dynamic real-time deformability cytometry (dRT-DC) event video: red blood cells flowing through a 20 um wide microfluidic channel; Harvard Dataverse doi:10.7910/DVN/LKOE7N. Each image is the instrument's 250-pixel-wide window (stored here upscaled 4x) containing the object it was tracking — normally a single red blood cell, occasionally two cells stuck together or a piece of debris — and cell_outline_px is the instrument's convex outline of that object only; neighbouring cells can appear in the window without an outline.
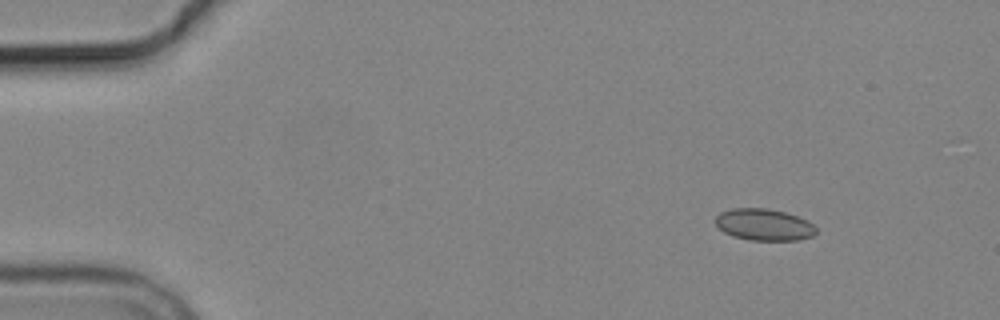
{"species": "common noctule bat (a hibernating species)", "species_latin": "Nyctalus noctula", "temperature_condition": "cold", "stored_images_in_passage": 4, "camera_frame_rate_fps": 3000, "um_per_image_px": 0.085, "animal": {"sex": "male", "body_mass_g": 19.2, "forearm_length_mm": 51.8}, "frame": {"image": 1, "passage_image": 1, "time_ms": 0.0, "image_size_px": [1000, 320], "cell_outline_px": [[816, 232], [812, 236], [800, 240], [748, 240], [732, 236], [724, 232], [716, 224], [716, 216], [720, 212], [732, 208], [768, 208], [784, 212], [808, 220], [816, 228]], "centroid_in_image_um": [64.94, 19.1], "position_along_channel_um": 20.1, "area_um2": 18.61}}
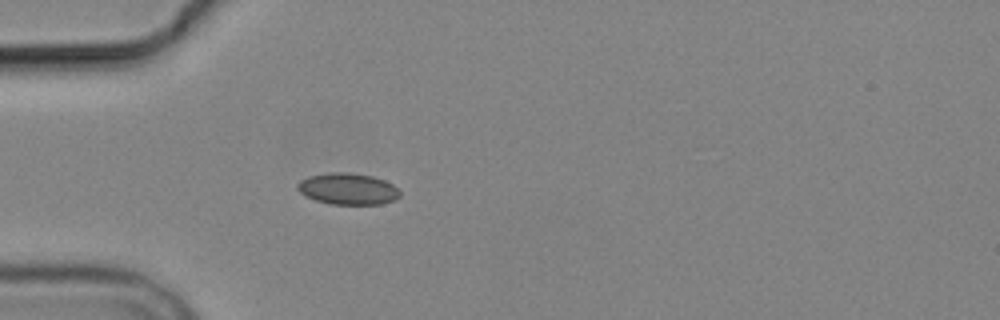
{"frame": {"image": 2, "passage_image": 4, "time_ms": 3.333, "image_size_px": [1000, 320], "cell_outline_px": [[400, 196], [396, 200], [380, 204], [332, 204], [316, 200], [304, 196], [296, 188], [296, 184], [300, 180], [308, 176], [328, 172], [348, 172], [372, 176], [384, 180], [392, 184], [400, 192]], "centroid_in_image_um": [29.54, 16.05], "position_along_channel_um": 55.5, "area_um2": 18.9}}